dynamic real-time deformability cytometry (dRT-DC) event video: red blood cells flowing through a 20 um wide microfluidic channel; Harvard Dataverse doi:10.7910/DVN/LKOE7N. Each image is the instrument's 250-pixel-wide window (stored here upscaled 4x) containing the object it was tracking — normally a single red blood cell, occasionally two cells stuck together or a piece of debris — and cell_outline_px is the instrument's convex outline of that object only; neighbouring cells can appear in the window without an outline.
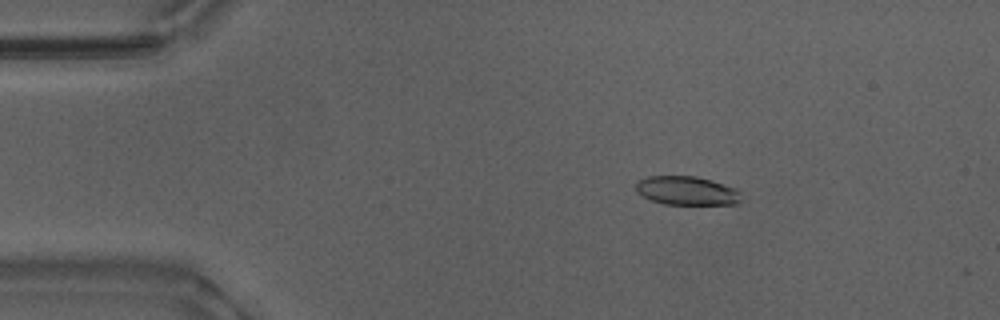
{"species": "Egyptian fruit bat (a non-hibernating species)", "species_latin": "Rousettus aegyptiacus", "temperature_condition": "warm", "stored_images_in_passage": 53, "camera_frame_rate_fps": 3000, "um_per_image_px": 0.085, "animal": {"sex": "male"}, "frame": {"image": 1, "passage_image": 9, "time_ms": 2.667, "image_size_px": [1000, 320], "cell_outline_px": [[740, 200], [736, 204], [664, 204], [652, 200], [636, 192], [636, 184], [640, 180], [648, 176], [696, 176], [712, 180], [736, 188], [740, 192]], "centroid_in_image_um": [58.39, 16.2], "position_along_channel_um": 26.6, "area_um2": 17.57}}
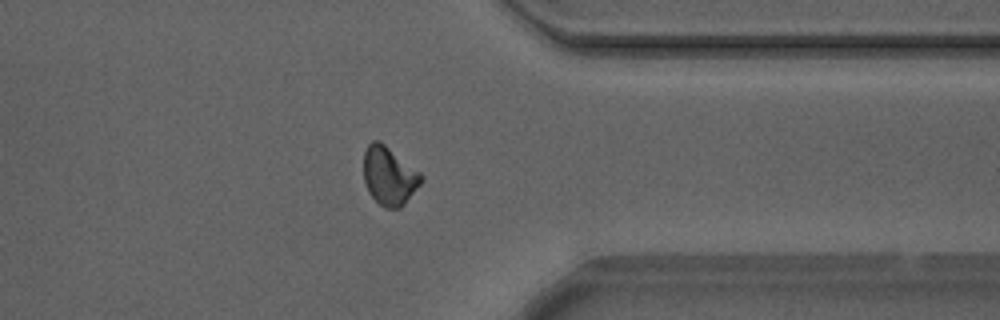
{"frame": {"image": 2, "passage_image": 42, "time_ms": 13.667, "image_size_px": [1000, 320], "cell_outline_px": [[424, 176], [420, 184], [404, 204], [400, 208], [384, 208], [368, 192], [364, 180], [364, 152], [368, 144], [372, 140], [380, 140], [420, 172]], "centroid_in_image_um": [33.07, 14.93], "position_along_channel_um": 378.3, "area_um2": 19.54}}
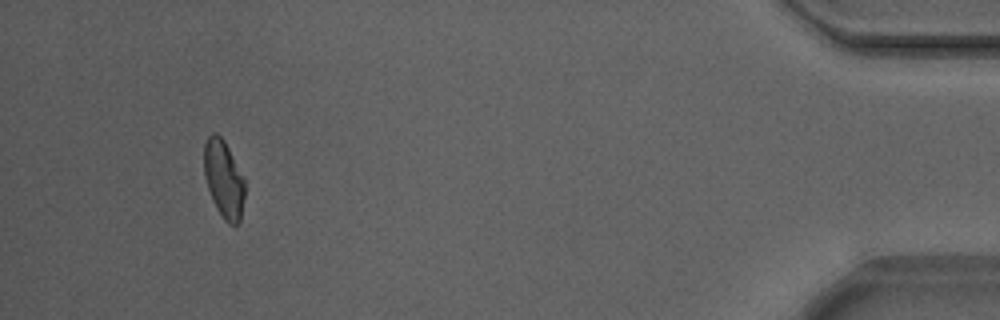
{"frame": {"image": 3, "passage_image": 50, "time_ms": 16.333, "image_size_px": [1000, 320], "cell_outline_px": [[244, 196], [240, 220], [236, 224], [228, 224], [224, 220], [216, 208], [212, 200], [204, 176], [204, 144], [208, 136], [212, 132], [216, 132], [224, 140], [244, 180]], "centroid_in_image_um": [18.99, 15.22], "position_along_channel_um": 416.2, "area_um2": 18.21}, "authors_computed_cell_mechanics": {"area_um2": 18.8428, "velocity_mm_per_s": 3.8702, "shape_relaxation_time_tau1_ms": null, "shape_relaxation_time_tau2_ms": 4.2745, "deformation_change_tau1": null, "deformation_change_tau2": 0.1041}}